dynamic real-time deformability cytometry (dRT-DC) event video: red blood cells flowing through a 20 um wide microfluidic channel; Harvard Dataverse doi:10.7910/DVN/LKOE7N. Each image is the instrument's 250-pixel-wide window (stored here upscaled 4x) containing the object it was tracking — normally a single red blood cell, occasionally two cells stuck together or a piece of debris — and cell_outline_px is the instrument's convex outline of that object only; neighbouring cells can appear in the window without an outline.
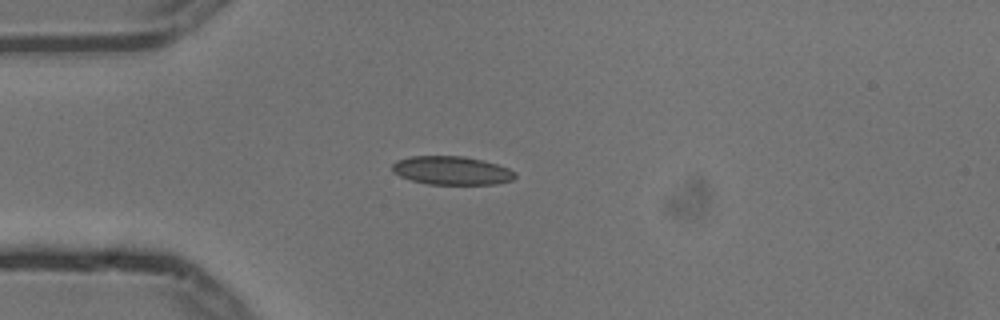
{"species": "common noctule bat (a hibernating species)", "species_latin": "Nyctalus noctula", "temperature_condition": "cold", "stored_images_in_passage": 3, "camera_frame_rate_fps": 3000, "um_per_image_px": 0.085, "animal": {"sex": "male", "body_mass_g": 13.3}, "frame": {"image": 1, "passage_image": 1, "time_ms": 0.0, "image_size_px": [1000, 320], "cell_outline_px": [[516, 176], [512, 180], [496, 184], [428, 184], [412, 180], [400, 176], [392, 172], [392, 164], [396, 160], [412, 156], [464, 156], [496, 164], [508, 168], [516, 172]], "centroid_in_image_um": [38.38, 14.49], "position_along_channel_um": 46.6, "area_um2": 20.35}}
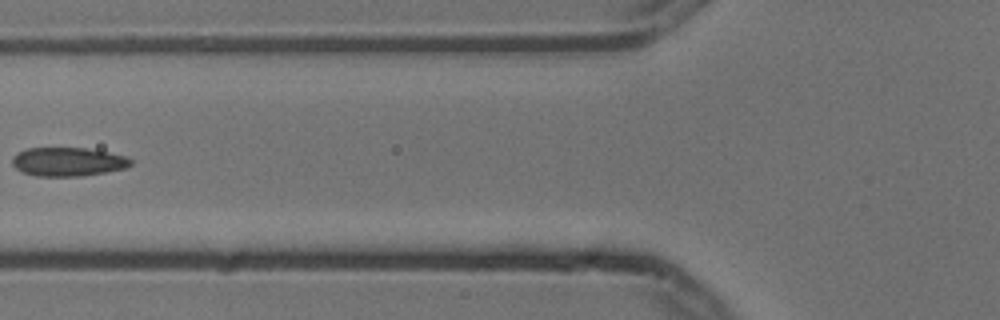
{"frame": {"image": 2, "passage_image": 3, "time_ms": 0.667, "image_size_px": [1000, 320], "cell_outline_px": [[132, 164], [124, 168], [108, 172], [80, 176], [36, 176], [20, 172], [12, 164], [12, 156], [16, 152], [28, 148], [84, 148], [108, 152], [124, 156], [132, 160]], "centroid_in_image_um": [5.73, 13.75], "position_along_channel_um": 120.1, "area_um2": 19.94}}